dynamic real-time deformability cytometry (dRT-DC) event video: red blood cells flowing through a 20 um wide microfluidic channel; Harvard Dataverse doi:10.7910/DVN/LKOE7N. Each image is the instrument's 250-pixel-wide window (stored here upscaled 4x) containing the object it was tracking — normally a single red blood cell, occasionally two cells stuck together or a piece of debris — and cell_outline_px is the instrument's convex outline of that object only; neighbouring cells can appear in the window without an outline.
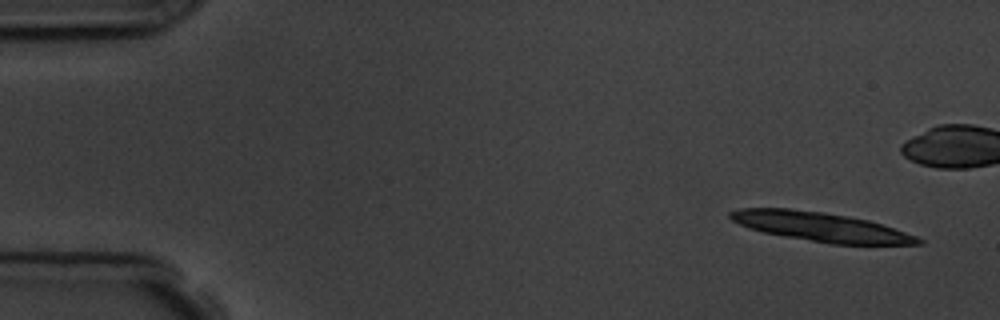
{"species": "common noctule bat (a hibernating species)", "species_latin": "Nyctalus noctula", "temperature_condition": "room temperature", "stored_images_in_passage": 5, "camera_frame_rate_fps": 3000, "um_per_image_px": 0.085, "animal": {"sex": "male", "body_mass_g": 19.5, "forearm_length_mm": 54.6}, "frame": {"image": 1, "passage_image": 1, "time_ms": 0.0, "image_size_px": [1000, 320], "cell_outline_px": [[924, 244], [832, 244], [784, 236], [764, 232], [740, 224], [732, 220], [728, 216], [728, 212], [740, 208], [788, 208], [824, 212], [848, 216], [868, 220], [916, 236], [924, 240]], "centroid_in_image_um": [69.75, 19.27], "position_along_channel_um": 15.3, "area_um2": 31.5}}